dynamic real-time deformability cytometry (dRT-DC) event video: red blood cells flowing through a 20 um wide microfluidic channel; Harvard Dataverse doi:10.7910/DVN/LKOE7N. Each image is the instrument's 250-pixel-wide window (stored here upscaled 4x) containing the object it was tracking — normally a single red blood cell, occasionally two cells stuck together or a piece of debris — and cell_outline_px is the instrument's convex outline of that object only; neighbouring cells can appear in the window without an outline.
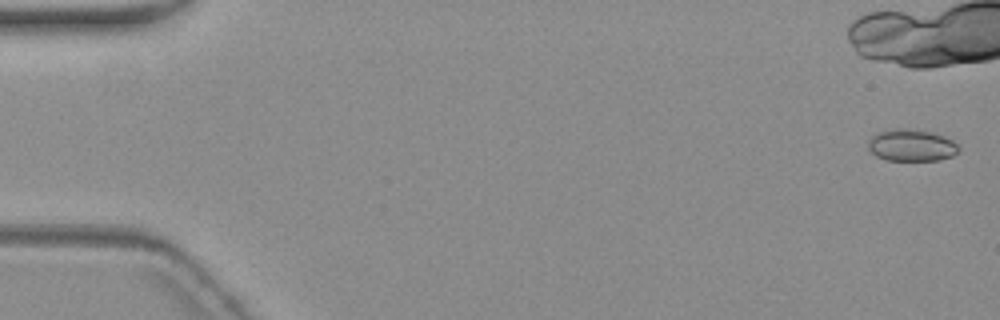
{"species": "common noctule bat (a hibernating species)", "species_latin": "Nyctalus noctula", "temperature_condition": "warm", "stored_images_in_passage": 5, "camera_frame_rate_fps": 3000, "um_per_image_px": 0.085, "animal": {"sex": "female", "body_mass_g": 19.3, "forearm_length_mm": 54.1}, "frame": {"image": 1, "passage_image": 1, "time_ms": 0.0, "image_size_px": [1000, 320], "cell_outline_px": [[960, 152], [952, 156], [940, 160], [888, 160], [876, 156], [868, 148], [868, 140], [876, 132], [888, 128], [908, 128], [932, 132], [944, 136], [952, 140], [960, 148]], "centroid_in_image_um": [77.47, 12.33], "position_along_channel_um": 7.5, "area_um2": 17.11}}